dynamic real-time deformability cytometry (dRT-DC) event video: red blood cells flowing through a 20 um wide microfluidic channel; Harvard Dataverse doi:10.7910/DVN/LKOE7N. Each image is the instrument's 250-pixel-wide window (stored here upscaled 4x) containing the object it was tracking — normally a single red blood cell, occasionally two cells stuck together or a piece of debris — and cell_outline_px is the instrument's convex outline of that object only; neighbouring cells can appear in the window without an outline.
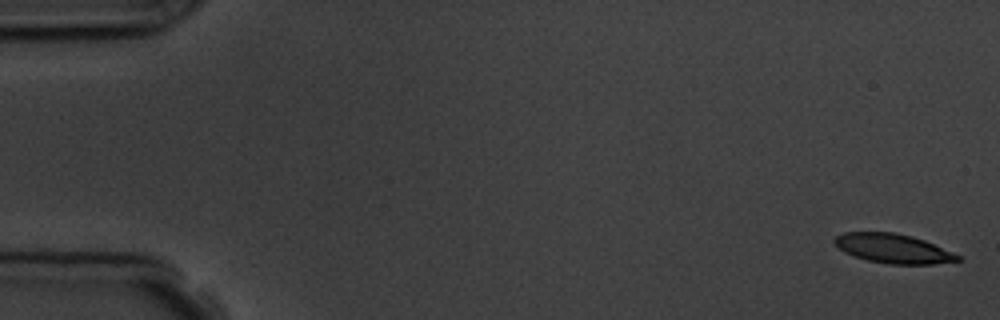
{"species": "common noctule bat (a hibernating species)", "species_latin": "Nyctalus noctula", "temperature_condition": "room temperature", "stored_images_in_passage": 5, "camera_frame_rate_fps": 3000, "um_per_image_px": 0.085, "animal": {"sex": "male", "body_mass_g": 19.5, "forearm_length_mm": 54.6}, "frame": {"image": 1, "passage_image": 1, "time_ms": 0.0, "image_size_px": [1000, 320], "cell_outline_px": [[964, 260], [932, 264], [888, 264], [868, 260], [852, 256], [844, 252], [832, 240], [836, 236], [844, 232], [896, 232], [912, 236], [924, 240], [952, 252], [960, 256]], "centroid_in_image_um": [75.91, 21.12], "position_along_channel_um": 9.1, "area_um2": 21.04}}
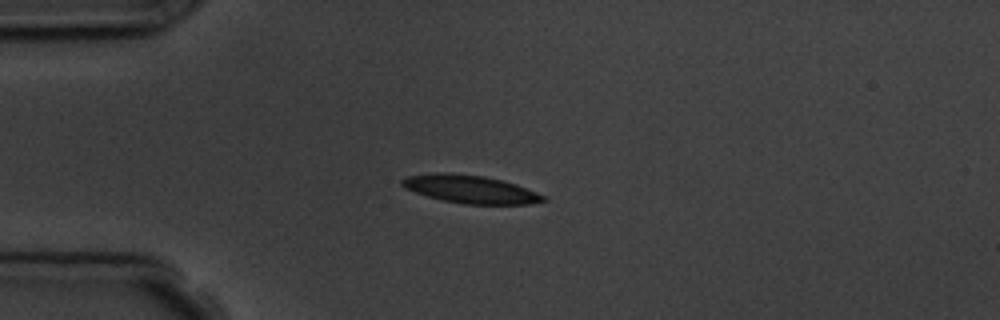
{"frame": {"image": 2, "passage_image": 5, "time_ms": 4.333, "image_size_px": [1000, 320], "cell_outline_px": [[548, 200], [528, 204], [464, 204], [444, 200], [428, 196], [404, 188], [400, 184], [400, 180], [404, 176], [436, 172], [448, 172], [484, 176], [516, 184], [536, 192], [544, 196]], "centroid_in_image_um": [39.93, 16.07], "position_along_channel_um": 45.1, "area_um2": 23.0}}